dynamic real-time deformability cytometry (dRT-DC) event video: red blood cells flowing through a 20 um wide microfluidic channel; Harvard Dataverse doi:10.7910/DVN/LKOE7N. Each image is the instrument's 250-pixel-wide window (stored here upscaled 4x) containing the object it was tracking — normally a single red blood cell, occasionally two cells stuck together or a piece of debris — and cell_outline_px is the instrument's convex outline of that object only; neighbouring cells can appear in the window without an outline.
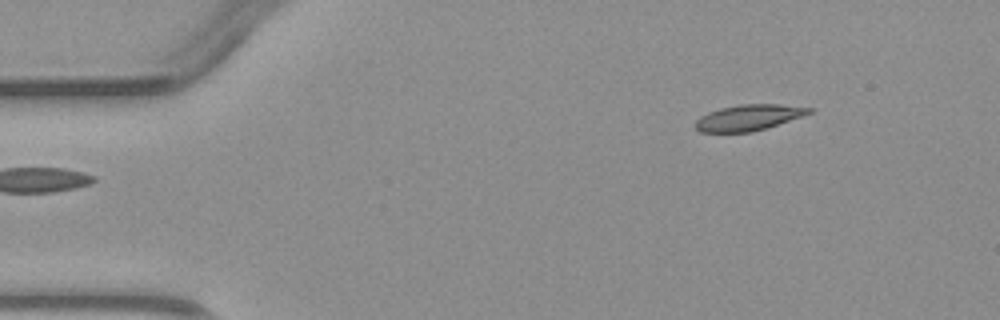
{"species": "common noctule bat (a hibernating species)", "species_latin": "Nyctalus noctula", "temperature_condition": "warm", "stored_images_in_passage": 5, "segment_of_instrument_passage": [2, 2], "camera_frame_rate_fps": 3000, "um_per_image_px": 0.085, "animal": {"sex": "male", "body_mass_g": 23.1, "forearm_length_mm": 52.7}, "frame": {"image": 1, "passage_image": 5, "time_ms": 4.667, "image_size_px": [1000, 320], "cell_outline_px": [[816, 108], [812, 112], [804, 116], [752, 132], [700, 132], [696, 128], [696, 120], [700, 116], [708, 112], [720, 108], [740, 104], [780, 104]], "centroid_in_image_um": [63.67, 9.98], "position_along_channel_um": 21.3, "area_um2": 17.22}}